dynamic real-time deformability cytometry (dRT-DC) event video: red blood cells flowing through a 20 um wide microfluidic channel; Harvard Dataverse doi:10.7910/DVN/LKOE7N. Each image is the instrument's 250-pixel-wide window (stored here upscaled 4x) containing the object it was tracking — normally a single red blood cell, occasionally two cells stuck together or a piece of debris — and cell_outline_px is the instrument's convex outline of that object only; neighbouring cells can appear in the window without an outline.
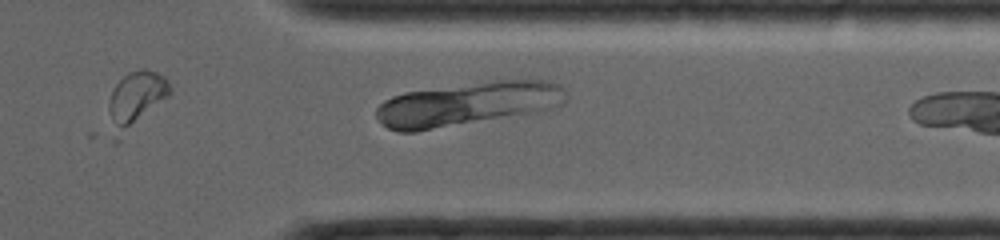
{"species": "common noctule bat (a hibernating species)", "species_latin": "Nyctalus noctula", "temperature_condition": "room temperature", "stored_images_in_passage": 18, "camera_frame_rate_fps": 4000, "um_per_image_px": 0.085, "animal": {"sex": "female", "body_mass_g": 19.0, "forearm_length_mm": 56.7}, "frame": {"image": 1, "passage_image": 17, "time_ms": 7.75, "image_size_px": [1000, 240], "cell_outline_px": [[172, 92], [168, 96], [116, 144], [112, 140], [108, 108], [108, 104], [112, 92], [116, 84], [128, 72], [140, 68], [156, 72], [164, 76], [168, 80], [172, 88]], "centroid_in_image_um": [11.51, 8.51], "position_along_channel_um": 399.9, "area_um2": 20.23}}